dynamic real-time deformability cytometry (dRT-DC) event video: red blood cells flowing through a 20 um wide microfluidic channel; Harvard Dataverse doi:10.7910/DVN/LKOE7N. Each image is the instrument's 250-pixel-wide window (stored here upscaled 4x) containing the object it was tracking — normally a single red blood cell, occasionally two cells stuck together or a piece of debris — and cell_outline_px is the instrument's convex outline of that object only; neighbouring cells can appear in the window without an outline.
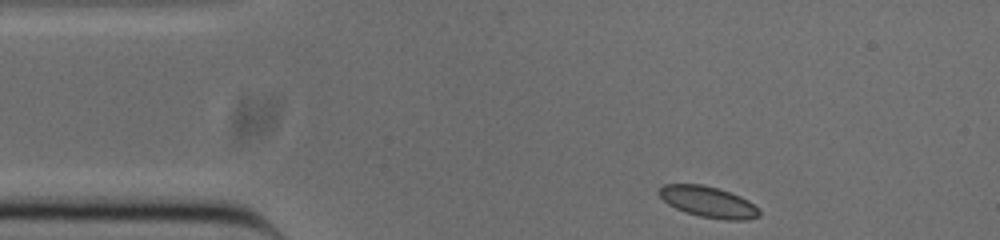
{"species": "common noctule bat (a hibernating species)", "species_latin": "Nyctalus noctula", "temperature_condition": "cold", "stored_images_in_passage": 46, "camera_frame_rate_fps": 3000, "um_per_image_px": 0.085, "animal": {"sex": "male", "body_mass_g": 20.0, "forearm_length_mm": 53.3}, "frame": {"image": 1, "passage_image": 1, "time_ms": 0.0, "image_size_px": [1000, 240], "cell_outline_px": [[760, 216], [748, 220], [724, 220], [700, 216], [684, 212], [668, 204], [656, 192], [664, 184], [700, 184], [716, 188], [740, 196], [748, 200], [760, 212]], "centroid_in_image_um": [60.18, 17.17], "position_along_channel_um": 24.8, "area_um2": 17.98}}
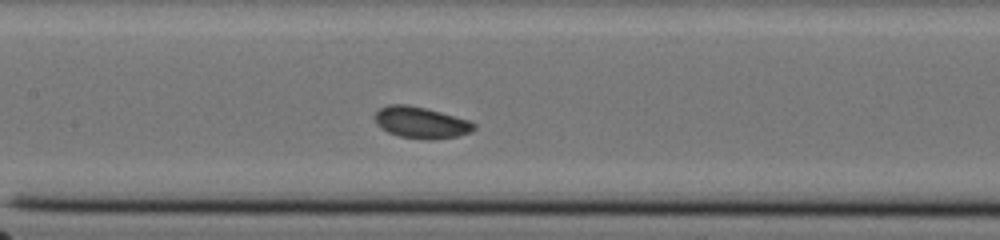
{"frame": {"image": 2, "passage_image": 17, "time_ms": 5.333, "image_size_px": [1000, 240], "cell_outline_px": [[476, 128], [472, 132], [456, 136], [432, 140], [424, 140], [400, 136], [388, 132], [380, 128], [376, 124], [376, 112], [380, 108], [388, 104], [408, 104], [440, 112], [468, 120], [476, 124]], "centroid_in_image_um": [35.78, 10.42], "position_along_channel_um": 171.6, "area_um2": 18.15}}
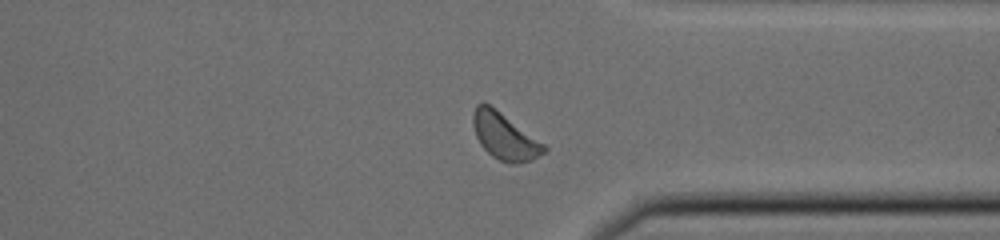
{"frame": {"image": 3, "passage_image": 33, "time_ms": 10.667, "image_size_px": [1000, 240], "cell_outline_px": [[548, 148], [544, 152], [532, 160], [516, 164], [508, 164], [492, 156], [480, 144], [476, 136], [472, 124], [472, 112], [476, 104], [484, 100], [544, 144]], "centroid_in_image_um": [42.85, 11.57], "position_along_channel_um": 368.6, "area_um2": 19.25}, "authors_computed_cell_mechanics": {"area_um2": 18.2359, "velocity_mm_per_s": 3.7727, "shape_relaxation_time_tau1_ms": 3.8883, "shape_relaxation_time_tau2_ms": 1.8508, "deformation_change_tau1": 0.0761, "deformation_change_tau2": 0.0483}}